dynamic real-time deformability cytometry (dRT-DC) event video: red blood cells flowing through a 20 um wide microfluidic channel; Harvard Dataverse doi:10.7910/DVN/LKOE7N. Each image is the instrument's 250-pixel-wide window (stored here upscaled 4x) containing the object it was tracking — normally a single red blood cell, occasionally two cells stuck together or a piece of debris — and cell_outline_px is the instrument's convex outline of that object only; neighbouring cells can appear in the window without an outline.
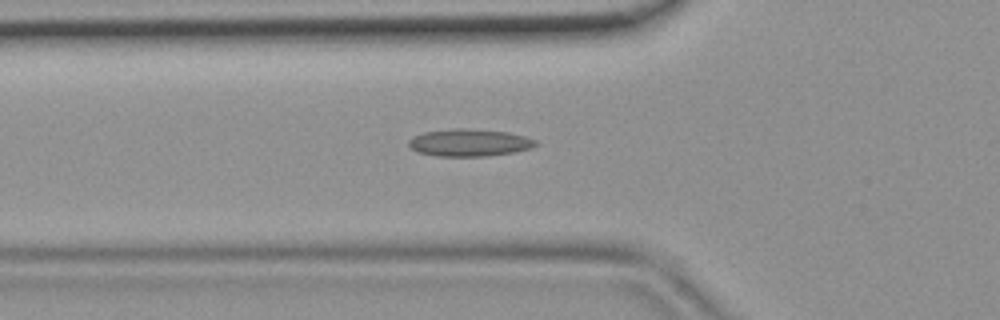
{"species": "common noctule bat (a hibernating species)", "species_latin": "Nyctalus noctula", "temperature_condition": "room temperature", "stored_images_in_passage": 47, "camera_frame_rate_fps": 3000, "um_per_image_px": 0.085, "animal": {"sex": "female", "body_mass_g": 19.9}, "frame": {"image": 1, "passage_image": 16, "time_ms": 5.0, "image_size_px": [1000, 320], "cell_outline_px": [[540, 144], [532, 148], [512, 152], [488, 156], [436, 156], [420, 152], [412, 148], [408, 144], [408, 140], [412, 136], [424, 132], [456, 128], [460, 128], [504, 132], [524, 136], [536, 140]], "centroid_in_image_um": [39.89, 12.13], "position_along_channel_um": 85.9, "area_um2": 20.0}}
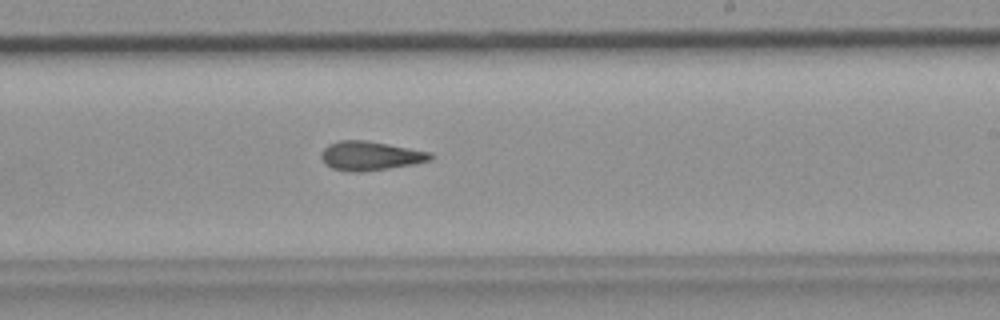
{"frame": {"image": 2, "passage_image": 28, "time_ms": 9.0, "image_size_px": [1000, 320], "cell_outline_px": [[436, 156], [432, 160], [412, 164], [388, 168], [360, 172], [352, 172], [332, 168], [324, 164], [320, 156], [324, 148], [328, 144], [340, 140], [364, 140], [388, 144], [432, 152]], "centroid_in_image_um": [31.48, 13.24], "position_along_channel_um": 257.5, "area_um2": 18.55}}
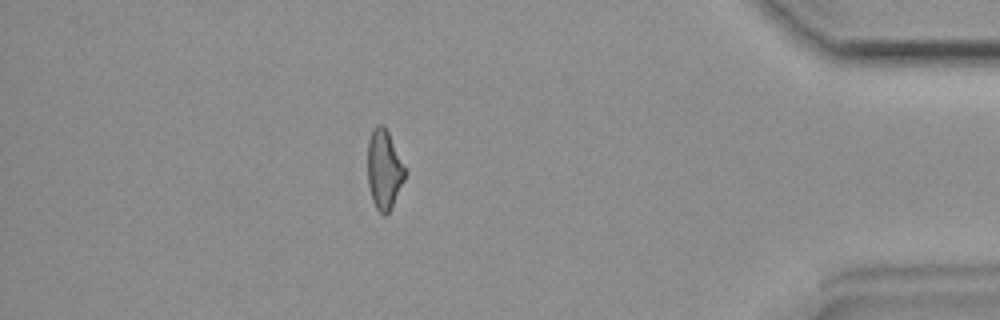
{"frame": {"image": 3, "passage_image": 41, "time_ms": 13.333, "image_size_px": [1000, 320], "cell_outline_px": [[408, 172], [392, 208], [388, 216], [384, 216], [376, 208], [372, 200], [368, 184], [368, 140], [372, 128], [376, 124], [384, 124]], "centroid_in_image_um": [32.66, 14.42], "position_along_channel_um": 402.5, "area_um2": 17.69}}